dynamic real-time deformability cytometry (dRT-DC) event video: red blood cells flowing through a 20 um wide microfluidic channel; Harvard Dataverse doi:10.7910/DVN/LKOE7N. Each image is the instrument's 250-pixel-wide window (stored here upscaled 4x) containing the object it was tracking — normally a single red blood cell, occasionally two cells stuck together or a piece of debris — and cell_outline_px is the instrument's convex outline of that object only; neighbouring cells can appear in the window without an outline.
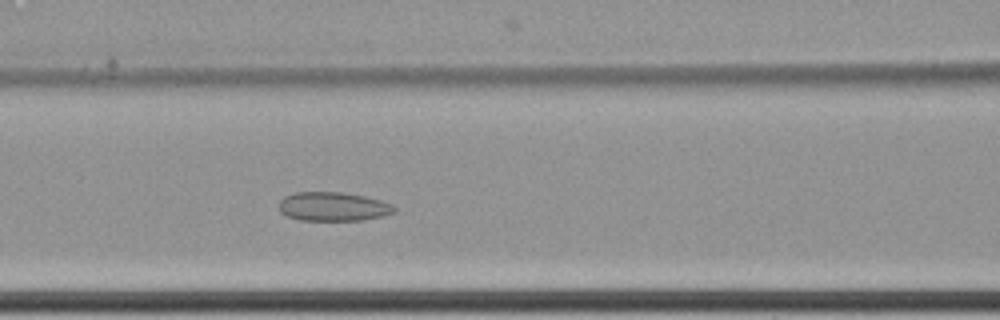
{"species": "common noctule bat (a hibernating species)", "species_latin": "Nyctalus noctula", "temperature_condition": "cold", "stored_images_in_passage": 8, "camera_frame_rate_fps": 3000, "um_per_image_px": 0.085, "animal": {"sex": "female", "body_mass_g": 22.7, "forearm_length_mm": 54.2}, "frame": {"image": 1, "passage_image": 7, "time_ms": 2.0, "image_size_px": [1000, 320], "cell_outline_px": [[396, 212], [384, 216], [364, 220], [300, 220], [288, 216], [280, 212], [280, 200], [284, 196], [296, 192], [340, 192], [364, 196], [380, 200], [392, 204], [396, 208]], "centroid_in_image_um": [28.34, 17.56], "position_along_channel_um": 138.3, "area_um2": 19.48}}